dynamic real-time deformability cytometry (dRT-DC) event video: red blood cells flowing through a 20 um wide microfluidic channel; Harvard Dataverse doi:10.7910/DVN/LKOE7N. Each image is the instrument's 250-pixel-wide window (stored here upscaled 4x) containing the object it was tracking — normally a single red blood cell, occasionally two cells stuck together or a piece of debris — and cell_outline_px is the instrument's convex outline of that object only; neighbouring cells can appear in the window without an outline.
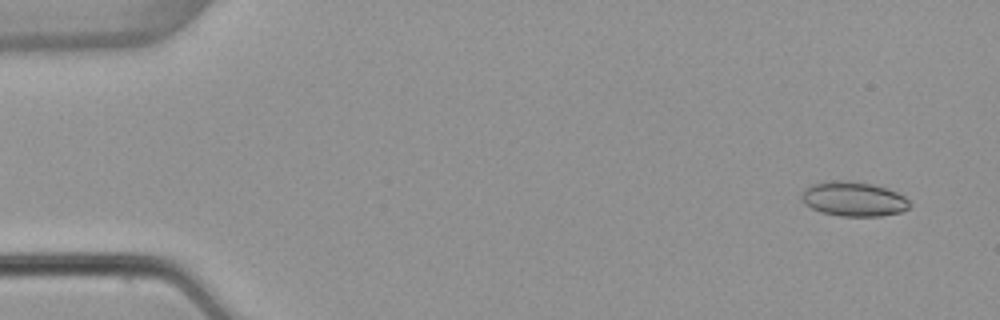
{"species": "common noctule bat (a hibernating species)", "species_latin": "Nyctalus noctula", "temperature_condition": "warm", "stored_images_in_passage": 52, "camera_frame_rate_fps": 3000, "um_per_image_px": 0.085, "animal": {"sex": "female", "body_mass_g": 22.7, "forearm_length_mm": 54.2}, "frame": {"image": 1, "passage_image": 3, "time_ms": 0.667, "image_size_px": [1000, 320], "cell_outline_px": [[912, 204], [908, 208], [900, 212], [880, 216], [840, 216], [820, 212], [804, 204], [800, 200], [800, 196], [804, 188], [812, 184], [832, 180], [848, 180], [872, 184], [896, 192], [904, 196]], "centroid_in_image_um": [72.51, 16.91], "position_along_channel_um": 12.5, "area_um2": 21.91}}
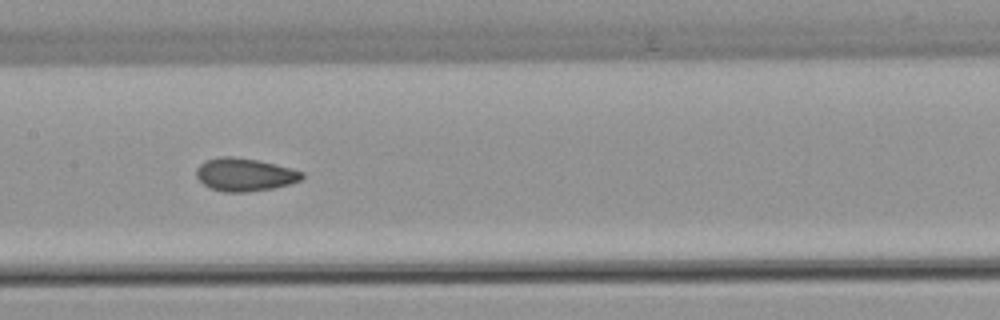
{"frame": {"image": 2, "passage_image": 26, "time_ms": 8.333, "image_size_px": [1000, 320], "cell_outline_px": [[304, 176], [300, 180], [288, 184], [272, 188], [244, 192], [224, 192], [208, 188], [196, 176], [196, 168], [204, 160], [220, 156], [232, 156], [260, 160], [292, 168], [304, 172]], "centroid_in_image_um": [20.78, 14.82], "position_along_channel_um": 186.6, "area_um2": 20.46}}
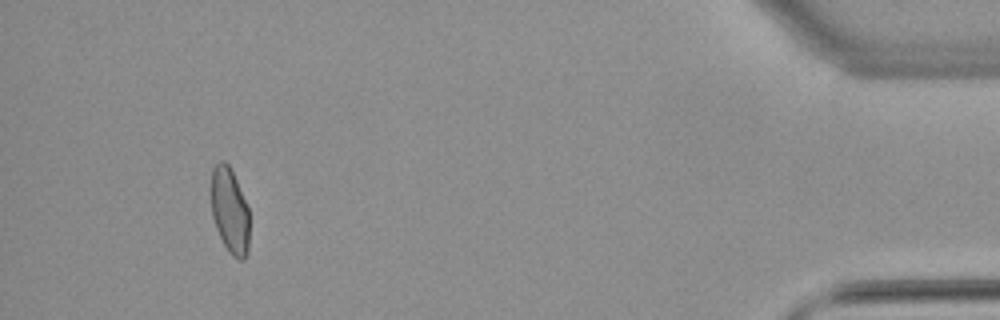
{"frame": {"image": 3, "passage_image": 49, "time_ms": 16.0, "image_size_px": [1000, 320], "cell_outline_px": [[248, 252], [244, 260], [240, 260], [232, 256], [228, 252], [216, 228], [212, 216], [208, 188], [212, 168], [220, 160], [224, 160], [228, 164], [236, 180], [248, 208]], "centroid_in_image_um": [19.47, 17.87], "position_along_channel_um": 415.7, "area_um2": 19.54}, "authors_computed_cell_mechanics": {"area_um2": 20.1433, "velocity_mm_per_s": 3.8899, "shape_relaxation_time_tau1_ms": null, "shape_relaxation_time_tau2_ms": 1.336, "deformation_change_tau1": null, "deformation_change_tau2": 0.0496}}